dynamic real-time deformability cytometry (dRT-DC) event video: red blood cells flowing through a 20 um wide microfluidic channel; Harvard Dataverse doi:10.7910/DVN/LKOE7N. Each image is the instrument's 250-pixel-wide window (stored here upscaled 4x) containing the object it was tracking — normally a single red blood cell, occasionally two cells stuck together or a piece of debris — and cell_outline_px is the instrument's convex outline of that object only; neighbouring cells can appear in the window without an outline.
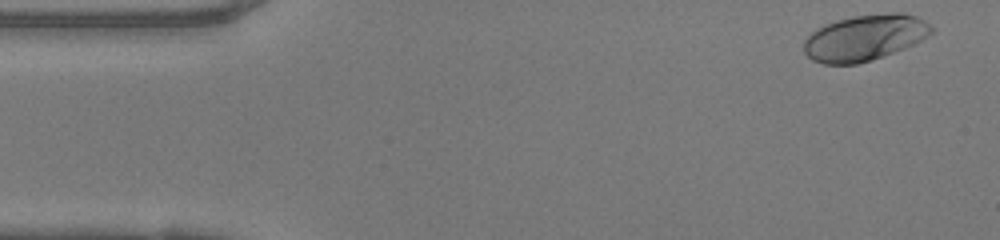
{"species": "human", "species_latin": "Homo sapiens", "temperature_condition": "warm", "stored_images_in_passage": 47, "camera_frame_rate_fps": 3000, "um_per_image_px": 0.085, "donor": {"sex": "female"}, "frame": {"image": 1, "passage_image": 1, "time_ms": 0.0, "image_size_px": [1000, 240], "cell_outline_px": [[932, 32], [928, 36], [904, 48], [856, 64], [824, 64], [812, 60], [804, 52], [804, 40], [816, 28], [836, 20], [856, 16], [892, 12], [900, 12], [916, 16], [924, 20], [932, 28]], "centroid_in_image_um": [73.47, 3.19], "position_along_channel_um": 11.5, "area_um2": 33.7}}
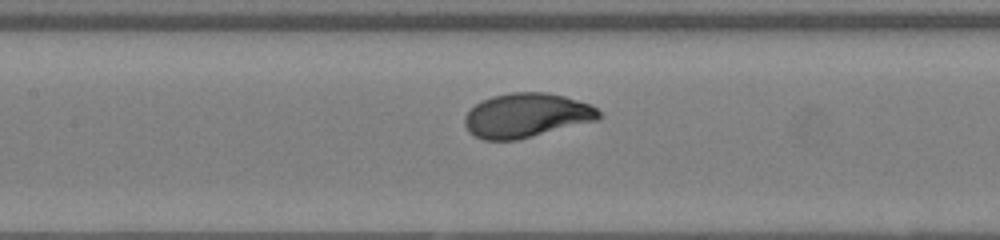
{"frame": {"image": 2, "passage_image": 20, "time_ms": 6.333, "image_size_px": [1000, 240], "cell_outline_px": [[604, 116], [596, 120], [516, 140], [484, 140], [468, 132], [464, 124], [464, 116], [476, 104], [492, 96], [512, 92], [548, 92], [564, 96], [592, 104]], "centroid_in_image_um": [44.75, 9.8], "position_along_channel_um": 162.6, "area_um2": 34.51}}
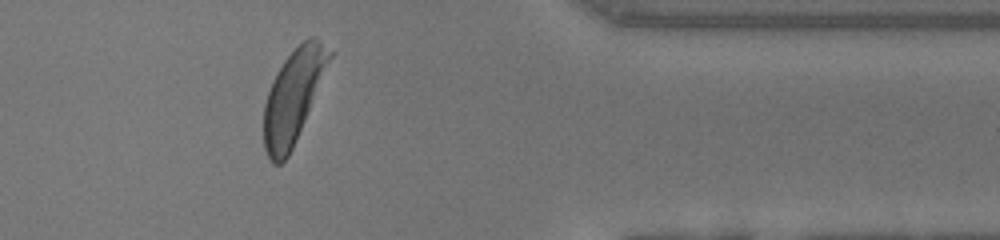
{"frame": {"image": 3, "passage_image": 38, "time_ms": 12.333, "image_size_px": [1000, 240], "cell_outline_px": [[336, 52], [292, 148], [288, 156], [280, 164], [272, 164], [264, 148], [264, 104], [272, 80], [276, 72], [284, 60], [308, 36], [316, 36]], "centroid_in_image_um": [24.97, 8.13], "position_along_channel_um": 386.4, "area_um2": 35.84}, "authors_computed_cell_mechanics": {"area_um2": 34.5066, "velocity_mm_per_s": 4.1254, "shape_relaxation_time_tau1_ms": 2.5274, "shape_relaxation_time_tau2_ms": null, "deformation_change_tau1": 0.1825, "deformation_change_tau2": null}}